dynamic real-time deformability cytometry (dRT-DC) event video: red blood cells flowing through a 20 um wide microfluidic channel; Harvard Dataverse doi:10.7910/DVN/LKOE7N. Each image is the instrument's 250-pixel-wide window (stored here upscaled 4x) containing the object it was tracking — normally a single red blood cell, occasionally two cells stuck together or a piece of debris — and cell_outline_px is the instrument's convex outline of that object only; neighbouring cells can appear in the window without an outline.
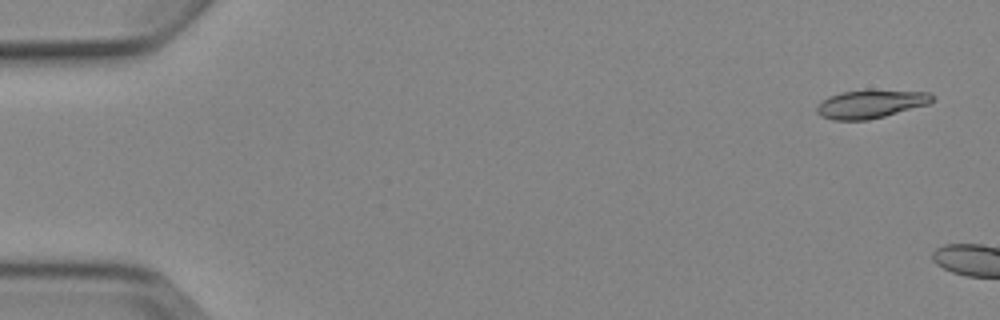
{"species": "Egyptian fruit bat (a non-hibernating species)", "species_latin": "Rousettus aegyptiacus", "temperature_condition": "cold", "stored_images_in_passage": 2, "camera_frame_rate_fps": 3000, "um_per_image_px": 0.085, "animal": {"sex": "female"}, "frame": {"image": 1, "passage_image": 1, "time_ms": 0.0, "image_size_px": [1000, 320], "cell_outline_px": [[936, 96], [928, 104], [884, 116], [868, 120], [832, 120], [820, 116], [816, 112], [816, 108], [820, 100], [828, 96], [840, 92], [928, 92]], "centroid_in_image_um": [73.92, 8.88], "position_along_channel_um": 11.1, "area_um2": 18.38}}